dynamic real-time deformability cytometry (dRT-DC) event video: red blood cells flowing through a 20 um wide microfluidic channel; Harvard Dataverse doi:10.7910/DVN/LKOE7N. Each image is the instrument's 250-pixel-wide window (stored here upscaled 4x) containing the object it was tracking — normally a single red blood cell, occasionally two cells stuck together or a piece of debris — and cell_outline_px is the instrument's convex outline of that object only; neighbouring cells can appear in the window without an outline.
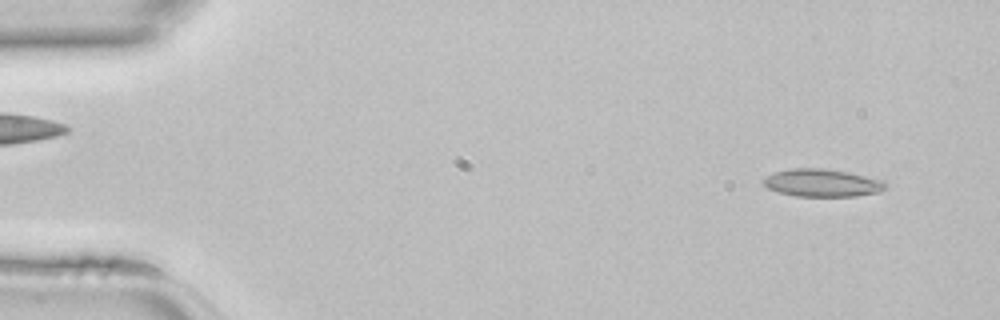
{"species": "common noctule bat (a hibernating species)", "species_latin": "Nyctalus noctula", "temperature_condition": "room temperature", "stored_images_in_passage": 44, "camera_frame_rate_fps": 3000, "um_per_image_px": 0.085, "animal": {"sex": "female", "body_mass_g": 22.7, "forearm_length_mm": 54.2}, "frame": {"image": 1, "passage_image": 3, "time_ms": 0.667, "image_size_px": [1000, 320], "cell_outline_px": [[888, 188], [876, 192], [856, 196], [796, 196], [780, 192], [768, 188], [760, 180], [776, 172], [788, 168], [824, 168], [848, 172], [884, 180], [888, 184]], "centroid_in_image_um": [69.91, 15.54], "position_along_channel_um": 15.1, "area_um2": 19.71}}
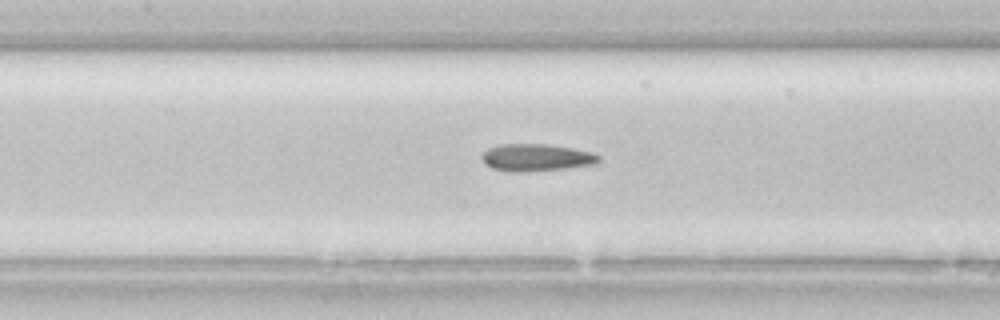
{"frame": {"image": 2, "passage_image": 20, "time_ms": 6.333, "image_size_px": [1000, 320], "cell_outline_px": [[600, 164], [568, 168], [528, 172], [508, 172], [492, 168], [484, 164], [480, 156], [488, 148], [500, 144], [548, 144], [572, 148], [592, 152], [600, 156]], "centroid_in_image_um": [45.6, 13.4], "position_along_channel_um": 161.8, "area_um2": 18.96}}
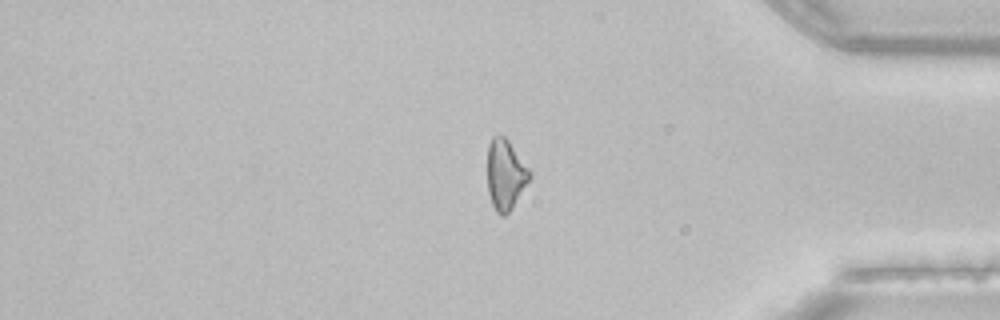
{"frame": {"image": 3, "passage_image": 37, "time_ms": 12.0, "image_size_px": [1000, 320], "cell_outline_px": [[532, 176], [512, 208], [504, 216], [500, 216], [496, 212], [492, 204], [488, 192], [488, 144], [492, 136], [504, 136], [508, 140], [532, 172]], "centroid_in_image_um": [42.97, 14.85], "position_along_channel_um": 392.2, "area_um2": 17.28}}